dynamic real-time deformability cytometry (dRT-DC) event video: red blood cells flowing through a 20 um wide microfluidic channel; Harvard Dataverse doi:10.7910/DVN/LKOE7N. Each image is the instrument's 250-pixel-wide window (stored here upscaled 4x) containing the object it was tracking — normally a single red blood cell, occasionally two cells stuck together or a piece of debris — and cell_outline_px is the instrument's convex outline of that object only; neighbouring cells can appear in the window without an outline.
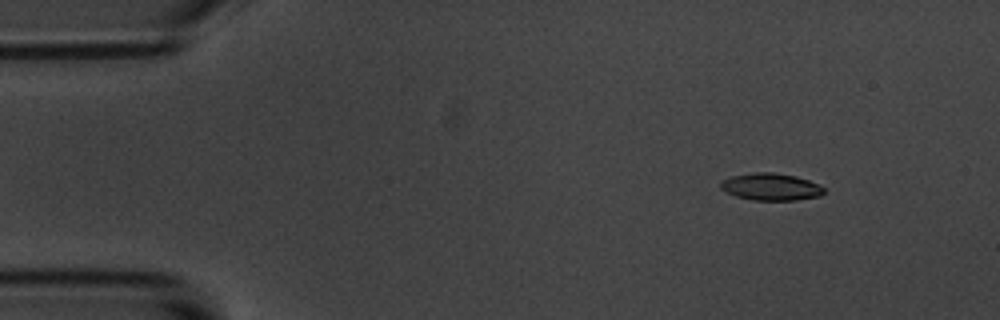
{"species": "common noctule bat (a hibernating species)", "species_latin": "Nyctalus noctula", "temperature_condition": "room temperature", "stored_images_in_passage": 8, "camera_frame_rate_fps": 3000, "um_per_image_px": 0.085, "animal": {"sex": "male", "body_mass_g": 20.1, "forearm_length_mm": 53.5}, "frame": {"image": 1, "passage_image": 1, "time_ms": 0.0, "image_size_px": [1000, 320], "cell_outline_px": [[824, 192], [820, 196], [796, 200], [752, 200], [736, 196], [720, 188], [720, 184], [724, 180], [732, 176], [752, 172], [772, 172], [796, 176], [808, 180], [824, 188]], "centroid_in_image_um": [65.53, 15.88], "position_along_channel_um": 19.5, "area_um2": 16.18}}
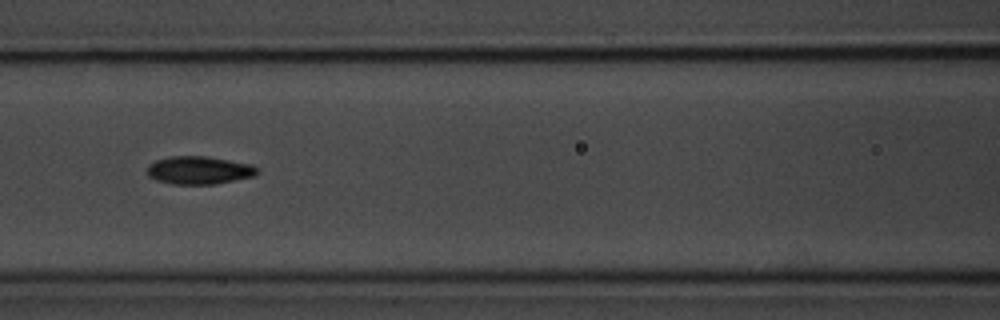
{"frame": {"image": 2, "passage_image": 6, "time_ms": 6.0, "image_size_px": [1000, 320], "cell_outline_px": [[260, 172], [256, 176], [216, 184], [172, 184], [156, 180], [148, 176], [148, 164], [156, 160], [168, 156], [208, 156], [252, 164], [260, 168]], "centroid_in_image_um": [16.97, 14.46], "position_along_channel_um": 149.6, "area_um2": 18.26}}
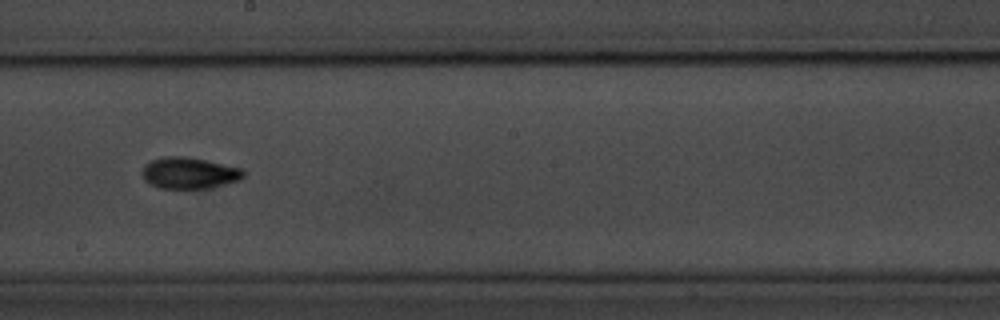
{"frame": {"image": 3, "passage_image": 8, "time_ms": 8.333, "image_size_px": [1000, 320], "cell_outline_px": [[244, 176], [240, 180], [208, 188], [160, 188], [148, 184], [144, 180], [140, 172], [144, 164], [152, 160], [164, 156], [188, 156], [244, 168]], "centroid_in_image_um": [16.06, 14.69], "position_along_channel_um": 232.1, "area_um2": 18.84}}